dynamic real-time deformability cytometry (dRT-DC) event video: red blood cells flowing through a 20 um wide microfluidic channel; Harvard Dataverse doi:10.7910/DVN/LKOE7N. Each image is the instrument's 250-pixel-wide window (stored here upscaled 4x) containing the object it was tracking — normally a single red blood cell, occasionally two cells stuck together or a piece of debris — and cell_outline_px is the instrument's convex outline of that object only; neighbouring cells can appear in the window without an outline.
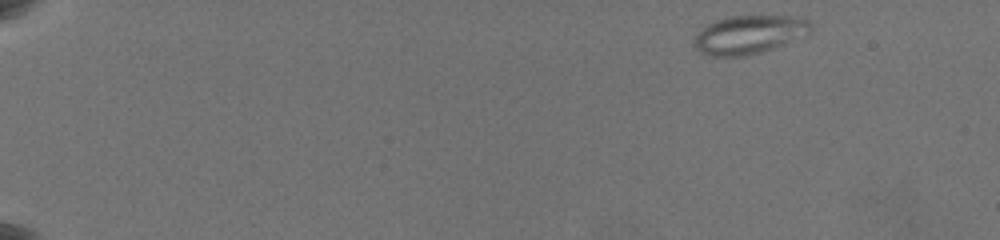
{"species": "common noctule bat (a hibernating species)", "species_latin": "Nyctalus noctula", "temperature_condition": "warm", "stored_images_in_passage": 57, "camera_frame_rate_fps": 3000, "um_per_image_px": 0.085, "animal": {"sex": "female", "body_mass_g": 19.5, "forearm_length_mm": 54.1}, "frame": {"image": 1, "passage_image": 2, "time_ms": 0.667, "image_size_px": [1000, 240], "cell_outline_px": [[812, 32], [808, 36], [760, 52], [744, 56], [712, 56], [700, 52], [692, 44], [692, 40], [708, 24], [716, 20], [732, 16], [792, 16], [808, 20], [812, 24]], "centroid_in_image_um": [63.72, 2.94], "position_along_channel_um": 21.3, "area_um2": 26.18}}
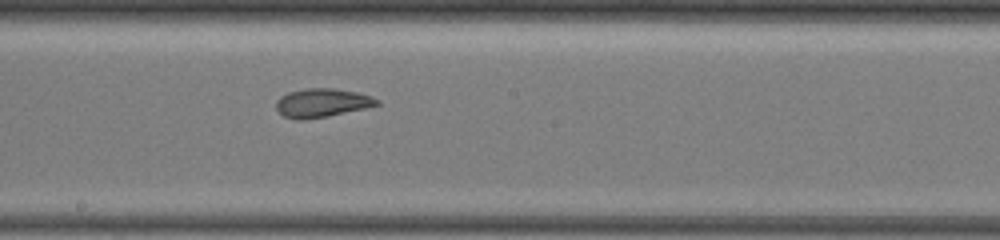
{"frame": {"image": 2, "passage_image": 25, "time_ms": 10.667, "image_size_px": [1000, 240], "cell_outline_px": [[380, 104], [364, 108], [328, 116], [300, 120], [296, 120], [284, 116], [276, 108], [276, 100], [280, 96], [288, 92], [304, 88], [336, 88], [356, 92], [372, 96], [380, 100]], "centroid_in_image_um": [27.36, 8.73], "position_along_channel_um": 220.8, "area_um2": 16.88}}
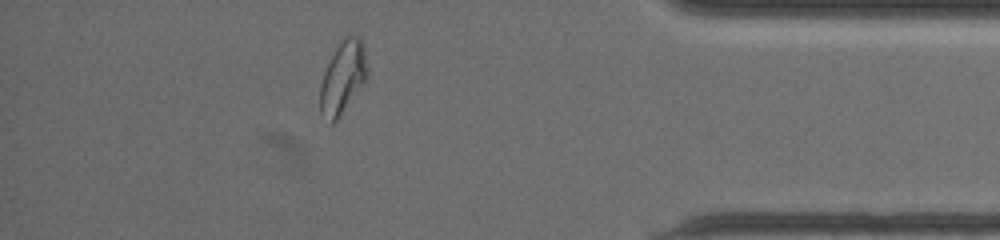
{"frame": {"image": 3, "passage_image": 49, "time_ms": 16.667, "image_size_px": [1000, 240], "cell_outline_px": [[368, 80], [336, 120], [332, 124], [320, 112], [320, 84], [324, 72], [340, 40], [344, 36], [360, 36], [364, 44], [368, 68]], "centroid_in_image_um": [29.18, 6.56], "position_along_channel_um": 406.0, "area_um2": 20.11}, "authors_computed_cell_mechanics": {"area_um2": 19.0162, "velocity_mm_per_s": 3.5387, "shape_relaxation_time_tau1_ms": null, "shape_relaxation_time_tau2_ms": 1.8869, "deformation_change_tau1": null, "deformation_change_tau2": 0.0793}}